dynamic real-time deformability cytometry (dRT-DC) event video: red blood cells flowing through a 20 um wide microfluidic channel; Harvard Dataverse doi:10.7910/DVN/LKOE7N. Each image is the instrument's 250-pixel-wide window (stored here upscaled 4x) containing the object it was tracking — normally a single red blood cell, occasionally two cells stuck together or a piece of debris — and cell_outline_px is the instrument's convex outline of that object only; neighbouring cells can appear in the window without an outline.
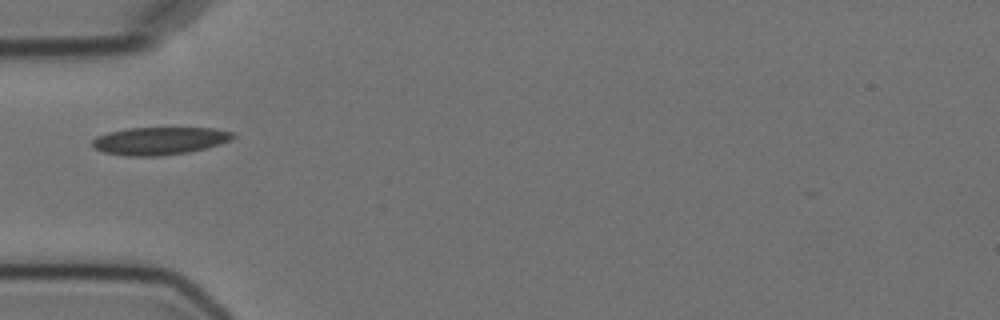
{"species": "Egyptian fruit bat (a non-hibernating species)", "species_latin": "Rousettus aegyptiacus", "temperature_condition": "cold", "stored_images_in_passage": 5, "camera_frame_rate_fps": 3000, "um_per_image_px": 0.085, "animal": {"sex": "female"}, "frame": {"image": 1, "passage_image": 5, "time_ms": 4.667, "image_size_px": [1000, 320], "cell_outline_px": [[236, 136], [220, 144], [188, 152], [164, 156], [128, 156], [104, 152], [92, 148], [92, 140], [96, 136], [108, 132], [128, 128], [216, 128], [236, 132]], "centroid_in_image_um": [13.56, 11.97], "position_along_channel_um": 71.4, "area_um2": 22.83}}